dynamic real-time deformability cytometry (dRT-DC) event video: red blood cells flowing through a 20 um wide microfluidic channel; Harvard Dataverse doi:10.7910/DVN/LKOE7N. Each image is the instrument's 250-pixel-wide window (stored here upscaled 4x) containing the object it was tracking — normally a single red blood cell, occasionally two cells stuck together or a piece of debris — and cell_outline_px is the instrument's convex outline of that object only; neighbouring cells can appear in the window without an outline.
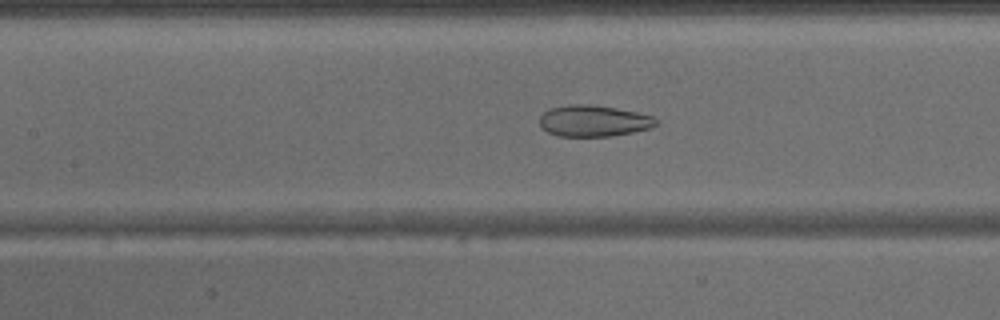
{"species": "common noctule bat (a hibernating species)", "species_latin": "Nyctalus noctula", "temperature_condition": "warm", "stored_images_in_passage": 45, "camera_frame_rate_fps": 3000, "um_per_image_px": 0.085, "animal": {"sex": "male", "body_mass_g": 15.6}, "frame": {"image": 1, "passage_image": 20, "time_ms": 6.333, "image_size_px": [1000, 320], "cell_outline_px": [[656, 124], [652, 128], [612, 136], [560, 136], [548, 132], [540, 128], [540, 116], [548, 108], [572, 104], [592, 104], [616, 108], [636, 112], [652, 116], [656, 120]], "centroid_in_image_um": [50.42, 10.27], "position_along_channel_um": 157.0, "area_um2": 21.27}}
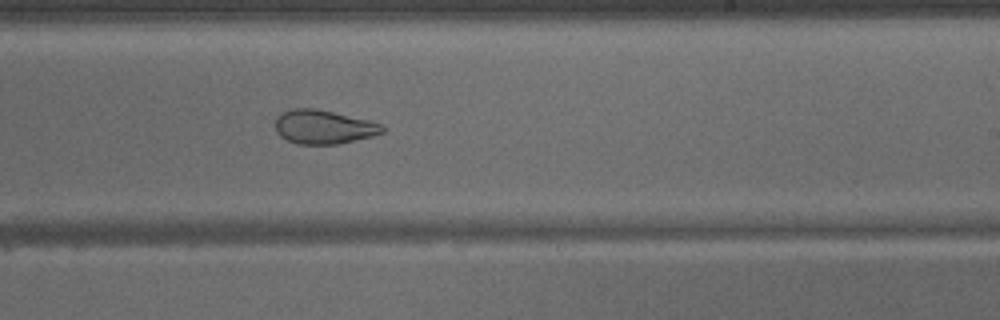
{"frame": {"image": 2, "passage_image": 27, "time_ms": 8.667, "image_size_px": [1000, 320], "cell_outline_px": [[384, 132], [372, 136], [340, 144], [300, 144], [288, 140], [280, 136], [276, 132], [276, 116], [280, 112], [292, 108], [316, 108], [372, 120], [384, 124]], "centroid_in_image_um": [27.53, 10.77], "position_along_channel_um": 261.5, "area_um2": 21.5}}
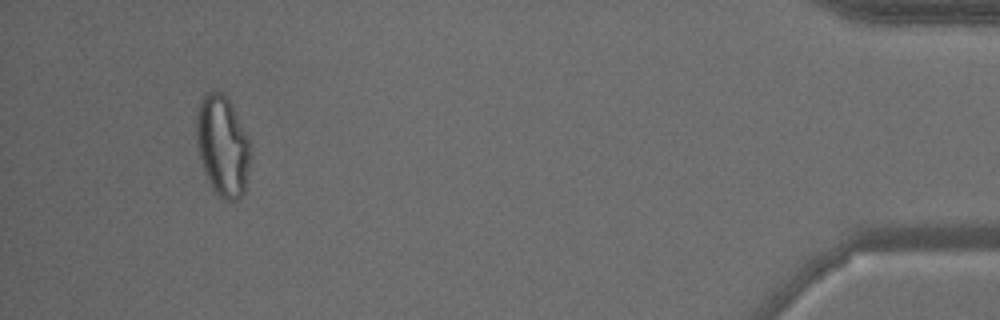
{"frame": {"image": 3, "passage_image": 42, "time_ms": 13.667, "image_size_px": [1000, 320], "cell_outline_px": [[252, 152], [244, 192], [236, 200], [224, 200], [212, 188], [204, 172], [196, 140], [196, 116], [200, 100], [204, 92], [212, 88], [216, 88], [232, 104], [252, 144]], "centroid_in_image_um": [18.93, 12.34], "position_along_channel_um": 416.3, "area_um2": 32.19}}